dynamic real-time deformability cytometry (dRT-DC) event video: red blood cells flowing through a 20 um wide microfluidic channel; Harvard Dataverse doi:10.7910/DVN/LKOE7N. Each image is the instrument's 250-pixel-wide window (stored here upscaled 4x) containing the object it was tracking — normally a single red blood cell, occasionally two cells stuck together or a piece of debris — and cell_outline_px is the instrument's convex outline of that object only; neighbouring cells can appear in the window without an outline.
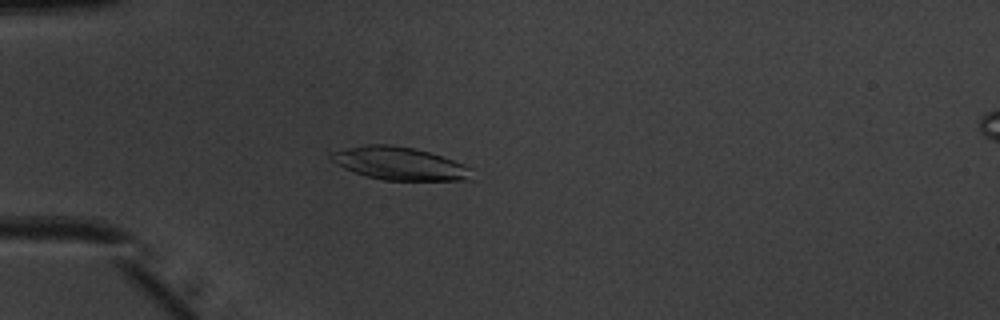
{"species": "common noctule bat (a hibernating species)", "species_latin": "Nyctalus noctula", "temperature_condition": "warm", "stored_images_in_passage": 51, "camera_frame_rate_fps": 3000, "um_per_image_px": 0.085, "animal": {"sex": "male", "body_mass_g": 20.1, "forearm_length_mm": 53.5}, "frame": {"image": 1, "passage_image": 15, "time_ms": 4.667, "image_size_px": [1000, 320], "cell_outline_px": [[472, 180], [384, 180], [368, 176], [344, 168], [336, 164], [328, 156], [328, 152], [364, 144], [388, 144], [412, 148], [428, 152], [464, 164], [472, 168]], "centroid_in_image_um": [33.94, 13.89], "position_along_channel_um": 51.1, "area_um2": 26.88}}
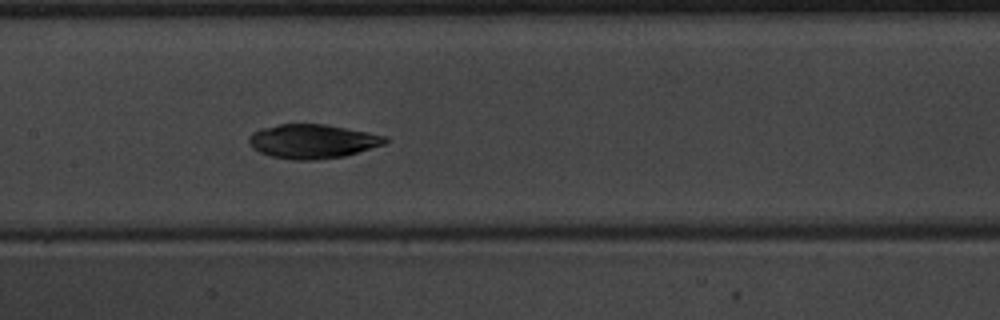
{"frame": {"image": 2, "passage_image": 26, "time_ms": 8.333, "image_size_px": [1000, 320], "cell_outline_px": [[388, 140], [384, 144], [344, 156], [316, 160], [292, 160], [272, 156], [260, 152], [252, 148], [248, 140], [248, 136], [252, 132], [260, 128], [280, 124], [324, 124], [388, 136]], "centroid_in_image_um": [26.53, 12.01], "position_along_channel_um": 180.9, "area_um2": 27.05}}
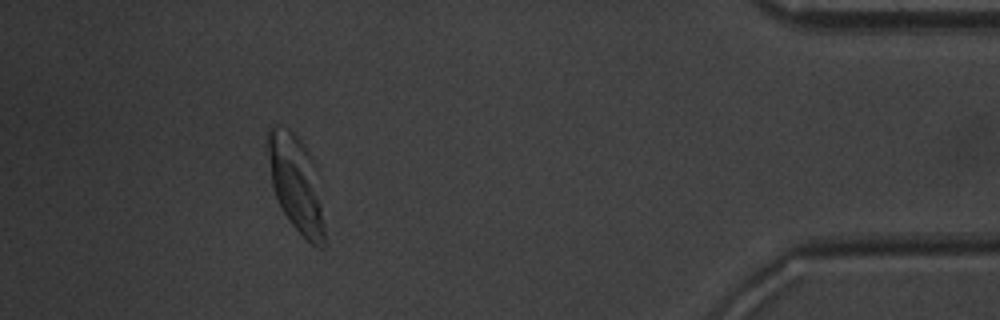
{"frame": {"image": 3, "passage_image": 47, "time_ms": 15.333, "image_size_px": [1000, 320], "cell_outline_px": [[324, 248], [316, 248], [292, 224], [276, 200], [272, 188], [264, 148], [264, 140], [268, 128], [272, 124], [276, 124], [288, 128], [304, 144], [316, 164], [324, 224]], "centroid_in_image_um": [25.1, 15.51], "position_along_channel_um": 410.1, "area_um2": 32.77}, "authors_computed_cell_mechanics": {"area_um2": 27.5706, "velocity_mm_per_s": 3.9665, "shape_relaxation_time_tau1_ms": 4.8653, "shape_relaxation_time_tau2_ms": 2.1161, "deformation_change_tau1": 0.2654, "deformation_change_tau2": 0.0529}}